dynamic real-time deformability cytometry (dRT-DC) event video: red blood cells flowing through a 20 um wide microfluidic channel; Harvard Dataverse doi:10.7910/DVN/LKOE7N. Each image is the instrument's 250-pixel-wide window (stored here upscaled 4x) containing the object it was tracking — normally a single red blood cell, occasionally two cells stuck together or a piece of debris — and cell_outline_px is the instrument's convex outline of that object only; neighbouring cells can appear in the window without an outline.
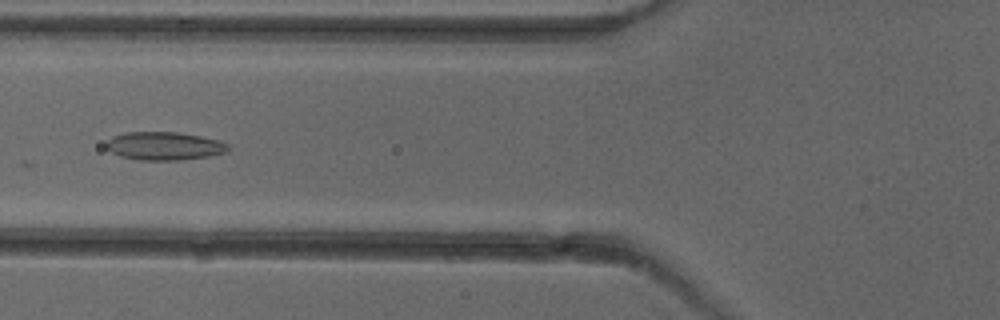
{"species": "common noctule bat (a hibernating species)", "species_latin": "Nyctalus noctula", "temperature_condition": "cold", "stored_images_in_passage": 6, "camera_frame_rate_fps": 3000, "um_per_image_px": 0.085, "animal": {"sex": "female"}, "frame": {"image": 1, "passage_image": 6, "time_ms": 6.333, "image_size_px": [1000, 320], "cell_outline_px": [[228, 148], [224, 152], [208, 156], [180, 160], [140, 160], [120, 156], [112, 152], [104, 144], [112, 136], [124, 132], [176, 132], [200, 136], [216, 140], [228, 144]], "centroid_in_image_um": [13.9, 12.4], "position_along_channel_um": 111.9, "area_um2": 19.83}}